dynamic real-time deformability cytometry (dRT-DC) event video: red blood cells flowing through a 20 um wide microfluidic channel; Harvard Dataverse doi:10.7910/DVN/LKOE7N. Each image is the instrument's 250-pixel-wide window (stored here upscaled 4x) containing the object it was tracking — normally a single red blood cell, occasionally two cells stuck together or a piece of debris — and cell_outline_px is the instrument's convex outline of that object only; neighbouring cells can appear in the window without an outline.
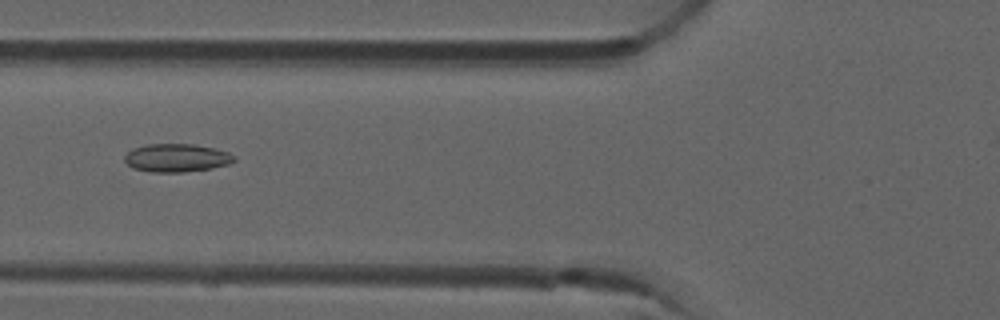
{"species": "common noctule bat (a hibernating species)", "species_latin": "Nyctalus noctula", "temperature_condition": "room temperature", "stored_images_in_passage": 4, "camera_frame_rate_fps": 3000, "um_per_image_px": 0.085, "animal": {"sex": "male", "forearm_length_mm": 52.5}, "frame": {"image": 1, "passage_image": 4, "time_ms": 1.0, "image_size_px": [1000, 320], "cell_outline_px": [[236, 160], [232, 164], [212, 168], [184, 172], [152, 172], [132, 168], [124, 160], [124, 156], [132, 148], [148, 144], [192, 144], [212, 148], [228, 152], [236, 156]], "centroid_in_image_um": [15.03, 13.42], "position_along_channel_um": 110.8, "area_um2": 18.09}}